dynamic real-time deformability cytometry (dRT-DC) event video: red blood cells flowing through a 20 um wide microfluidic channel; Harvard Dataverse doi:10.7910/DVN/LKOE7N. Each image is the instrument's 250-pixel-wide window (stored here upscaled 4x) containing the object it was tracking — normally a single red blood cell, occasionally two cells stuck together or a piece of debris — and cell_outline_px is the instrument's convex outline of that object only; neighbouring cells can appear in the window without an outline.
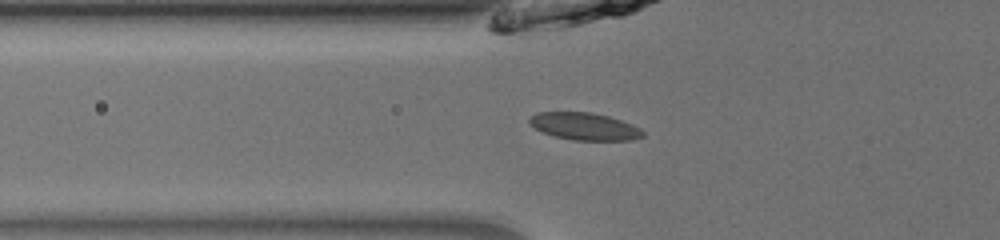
{"species": "common noctule bat (a hibernating species)", "species_latin": "Nyctalus noctula", "temperature_condition": "room temperature", "stored_images_in_passage": 34, "camera_frame_rate_fps": 3000, "um_per_image_px": 0.085, "animal": {"sex": "male", "body_mass_g": 13.0, "forearm_length_mm": 53.1}, "frame": {"image": 1, "passage_image": 2, "time_ms": 0.333, "image_size_px": [1000, 240], "cell_outline_px": [[644, 136], [632, 140], [576, 140], [556, 136], [544, 132], [536, 128], [528, 120], [536, 112], [592, 112], [608, 116], [632, 124], [640, 128], [644, 132]], "centroid_in_image_um": [49.73, 10.73], "position_along_channel_um": 76.1, "area_um2": 17.8}}
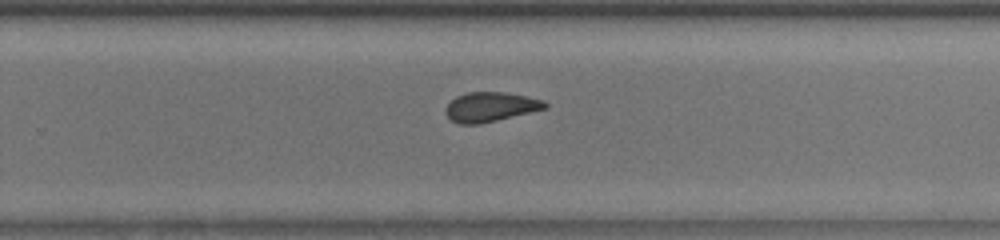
{"frame": {"image": 2, "passage_image": 18, "time_ms": 5.667, "image_size_px": [1000, 240], "cell_outline_px": [[548, 108], [480, 124], [460, 124], [452, 120], [444, 112], [448, 104], [456, 96], [468, 92], [504, 92], [544, 100], [548, 104]], "centroid_in_image_um": [41.7, 9.09], "position_along_channel_um": 288.1, "area_um2": 16.99}}
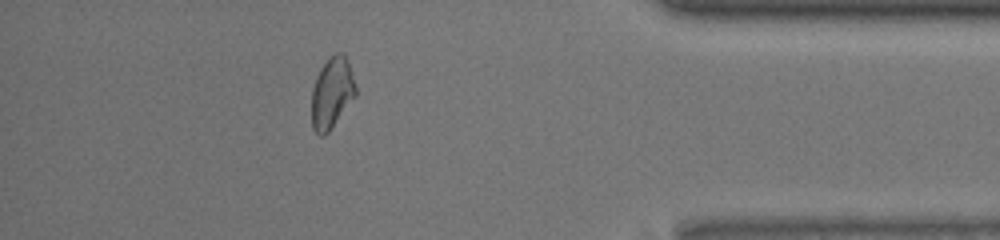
{"frame": {"image": 3, "passage_image": 29, "time_ms": 9.333, "image_size_px": [1000, 240], "cell_outline_px": [[356, 96], [328, 132], [324, 136], [320, 136], [312, 128], [312, 88], [316, 76], [320, 68], [328, 56], [336, 52], [340, 52], [344, 56], [348, 64], [356, 88]], "centroid_in_image_um": [28.19, 7.9], "position_along_channel_um": 407.0, "area_um2": 18.15}, "authors_computed_cell_mechanics": {"area_um2": 17.8024, "velocity_mm_per_s": 3.9553, "shape_relaxation_time_tau1_ms": 7.4929, "shape_relaxation_time_tau2_ms": 1.2639, "deformation_change_tau1": 0.1214, "deformation_change_tau2": 0.0553}}